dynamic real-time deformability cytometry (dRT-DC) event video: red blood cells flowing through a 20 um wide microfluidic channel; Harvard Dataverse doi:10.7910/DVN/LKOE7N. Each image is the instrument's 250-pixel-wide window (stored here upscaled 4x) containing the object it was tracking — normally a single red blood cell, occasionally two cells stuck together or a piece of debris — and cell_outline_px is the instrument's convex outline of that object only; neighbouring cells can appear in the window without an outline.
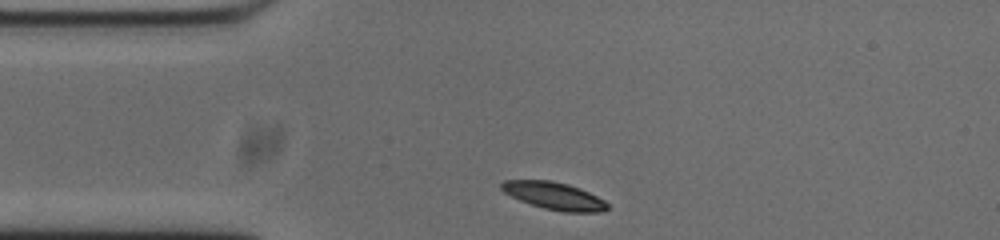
{"species": "common noctule bat (a hibernating species)", "species_latin": "Nyctalus noctula", "temperature_condition": "cold", "stored_images_in_passage": 34, "camera_frame_rate_fps": 3000, "um_per_image_px": 0.085, "animal": {"sex": "male", "body_mass_g": 20.0, "forearm_length_mm": 53.3}, "frame": {"image": 1, "passage_image": 1, "time_ms": 0.0, "image_size_px": [1000, 240], "cell_outline_px": [[608, 208], [604, 212], [564, 212], [544, 208], [520, 200], [504, 192], [500, 188], [500, 184], [504, 180], [548, 180], [568, 184], [580, 188], [604, 200], [608, 204]], "centroid_in_image_um": [47.11, 16.64], "position_along_channel_um": 37.9, "area_um2": 16.82}}
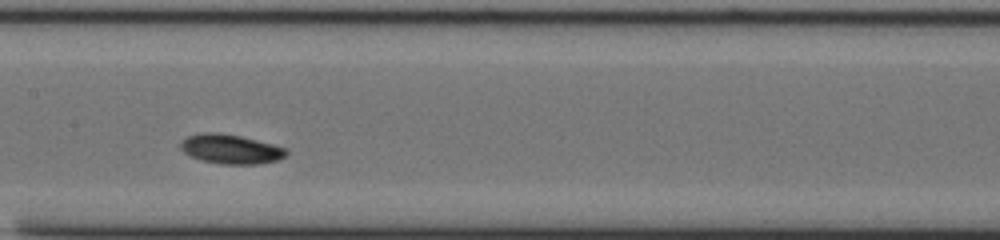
{"frame": {"image": 2, "passage_image": 15, "time_ms": 4.667, "image_size_px": [1000, 240], "cell_outline_px": [[288, 156], [276, 160], [256, 164], [220, 164], [200, 160], [184, 152], [180, 148], [180, 140], [188, 136], [200, 132], [216, 132], [240, 136], [288, 148]], "centroid_in_image_um": [19.6, 12.67], "position_along_channel_um": 187.8, "area_um2": 18.21}}
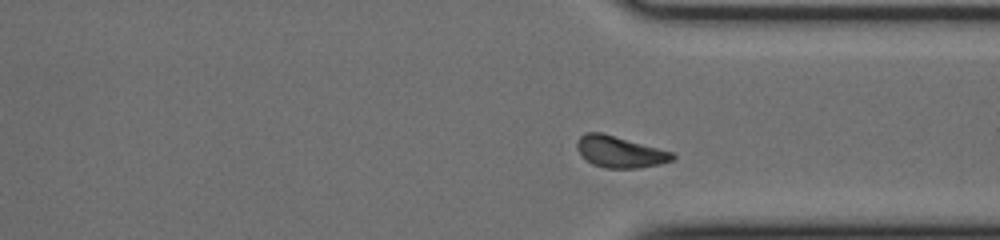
{"frame": {"image": 3, "passage_image": 29, "time_ms": 9.333, "image_size_px": [1000, 240], "cell_outline_px": [[676, 156], [672, 160], [660, 164], [640, 168], [604, 168], [592, 164], [576, 148], [576, 144], [580, 136], [584, 132], [600, 132], [672, 152]], "centroid_in_image_um": [52.68, 12.91], "position_along_channel_um": 358.7, "area_um2": 17.22}, "authors_computed_cell_mechanics": {"area_um2": 17.34, "velocity_mm_per_s": 3.6696, "shape_relaxation_time_tau1_ms": 4.8724, "shape_relaxation_time_tau2_ms": null, "deformation_change_tau1": 0.1406, "deformation_change_tau2": null}}